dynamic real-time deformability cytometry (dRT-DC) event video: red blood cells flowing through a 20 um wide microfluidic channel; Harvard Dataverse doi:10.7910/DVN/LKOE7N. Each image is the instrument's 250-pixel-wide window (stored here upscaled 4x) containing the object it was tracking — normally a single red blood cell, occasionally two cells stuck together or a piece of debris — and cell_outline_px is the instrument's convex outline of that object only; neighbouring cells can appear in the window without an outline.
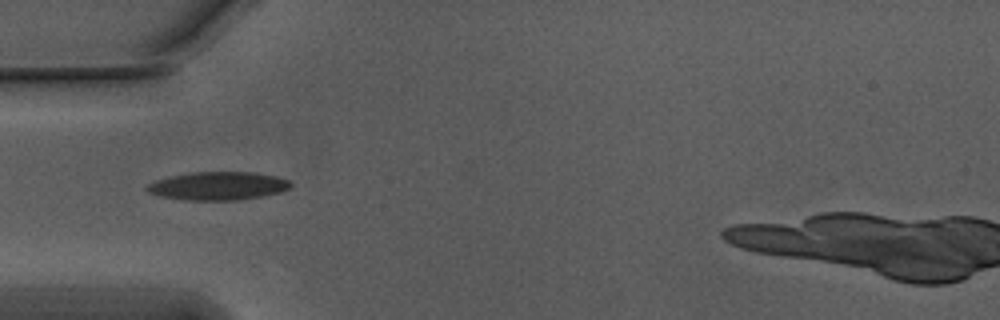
{"species": "Egyptian fruit bat (a non-hibernating species)", "species_latin": "Rousettus aegyptiacus", "temperature_condition": "warm", "stored_images_in_passage": 9, "camera_frame_rate_fps": 3000, "um_per_image_px": 0.085, "animal": {"sex": "male"}, "frame": {"image": 1, "passage_image": 3, "time_ms": 0.667, "image_size_px": [1000, 320], "cell_outline_px": [[292, 184], [288, 188], [280, 192], [264, 196], [240, 200], [184, 200], [160, 196], [148, 192], [144, 188], [148, 184], [156, 180], [172, 176], [192, 172], [256, 172], [276, 176], [288, 180]], "centroid_in_image_um": [18.53, 15.8], "position_along_channel_um": 66.5, "area_um2": 23.7}}
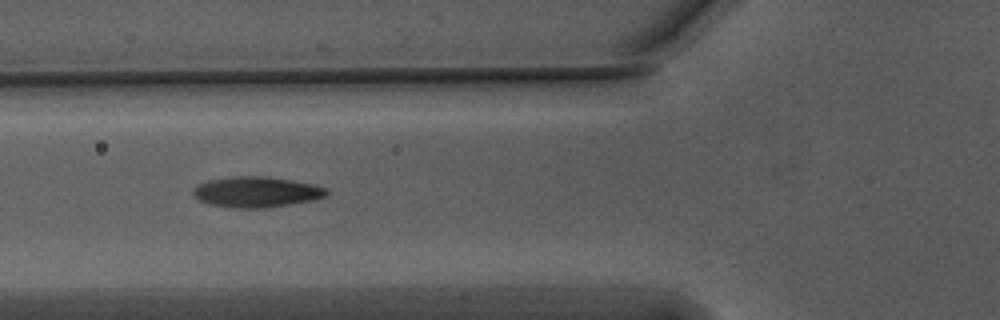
{"frame": {"image": 2, "passage_image": 6, "time_ms": 1.667, "image_size_px": [1000, 320], "cell_outline_px": [[328, 192], [324, 196], [312, 200], [264, 208], [236, 208], [208, 204], [200, 200], [192, 192], [196, 184], [208, 180], [232, 176], [268, 176], [292, 180], [312, 184], [328, 188]], "centroid_in_image_um": [21.77, 16.3], "position_along_channel_um": 104.0, "area_um2": 23.76}}